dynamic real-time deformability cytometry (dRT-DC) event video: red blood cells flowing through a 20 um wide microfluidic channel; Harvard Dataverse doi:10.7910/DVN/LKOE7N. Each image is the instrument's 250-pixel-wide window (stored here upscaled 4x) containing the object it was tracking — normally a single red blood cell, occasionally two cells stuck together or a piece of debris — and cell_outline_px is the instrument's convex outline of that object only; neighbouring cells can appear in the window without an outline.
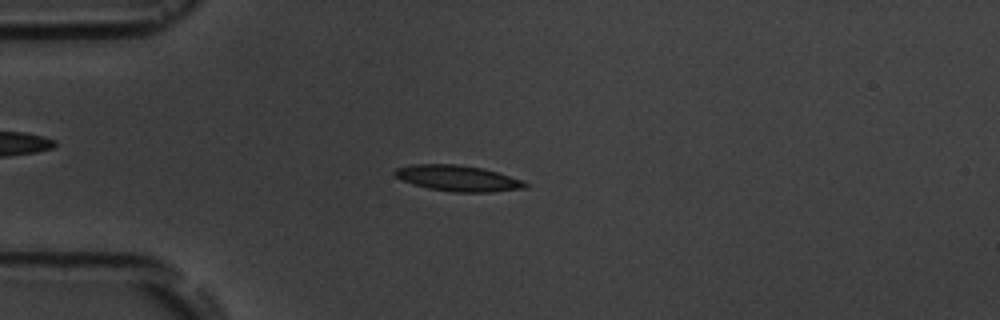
{"species": "common noctule bat (a hibernating species)", "species_latin": "Nyctalus noctula", "temperature_condition": "room temperature", "stored_images_in_passage": 5, "camera_frame_rate_fps": 3000, "um_per_image_px": 0.085, "animal": {"sex": "male", "body_mass_g": 19.5, "forearm_length_mm": 54.6}, "frame": {"image": 1, "passage_image": 5, "time_ms": 4.333, "image_size_px": [1000, 320], "cell_outline_px": [[528, 188], [492, 192], [452, 192], [428, 188], [412, 184], [396, 176], [392, 172], [396, 168], [412, 164], [456, 164], [484, 168], [520, 180], [528, 184]], "centroid_in_image_um": [38.9, 15.15], "position_along_channel_um": 46.1, "area_um2": 19.59}}